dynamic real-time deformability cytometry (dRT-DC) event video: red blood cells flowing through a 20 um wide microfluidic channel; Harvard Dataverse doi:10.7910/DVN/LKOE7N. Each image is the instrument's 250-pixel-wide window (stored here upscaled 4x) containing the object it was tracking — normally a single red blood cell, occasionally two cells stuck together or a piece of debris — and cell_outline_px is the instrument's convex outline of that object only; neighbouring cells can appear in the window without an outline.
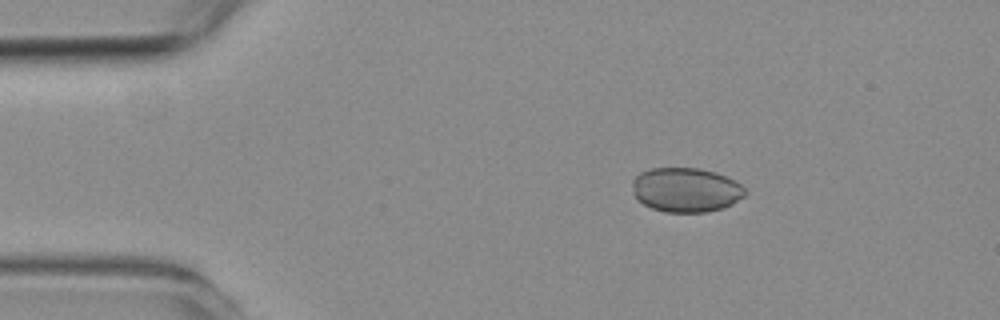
{"species": "common noctule bat (a hibernating species)", "species_latin": "Nyctalus noctula", "temperature_condition": "room temperature", "stored_images_in_passage": 14, "camera_frame_rate_fps": 3000, "um_per_image_px": 0.085, "animal": {"sex": "female", "body_mass_g": 19.3, "forearm_length_mm": 54.1}, "frame": {"image": 1, "passage_image": 8, "time_ms": 2.333, "image_size_px": [1000, 320], "cell_outline_px": [[748, 192], [744, 196], [732, 204], [724, 208], [708, 212], [664, 212], [652, 208], [636, 200], [632, 192], [632, 180], [640, 172], [652, 168], [700, 168], [716, 172], [736, 180]], "centroid_in_image_um": [58.3, 16.14], "position_along_channel_um": 26.7, "area_um2": 29.59}}